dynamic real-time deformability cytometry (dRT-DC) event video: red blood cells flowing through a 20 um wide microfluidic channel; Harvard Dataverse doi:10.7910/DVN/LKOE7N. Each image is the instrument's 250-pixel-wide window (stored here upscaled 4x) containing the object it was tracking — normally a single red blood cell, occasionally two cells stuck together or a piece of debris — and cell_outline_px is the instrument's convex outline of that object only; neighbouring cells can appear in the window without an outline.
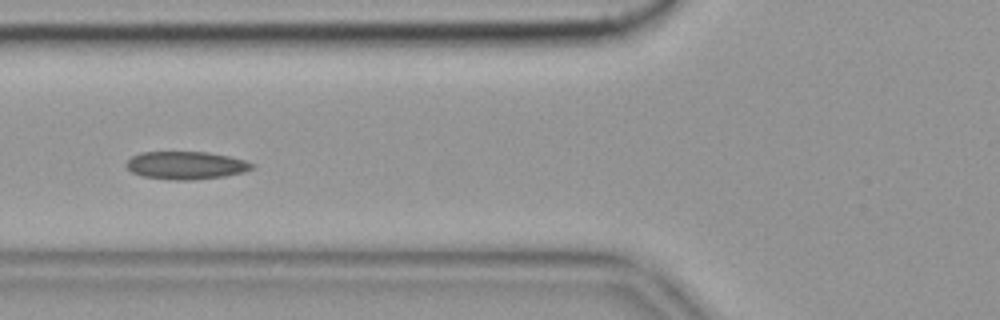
{"species": "common noctule bat (a hibernating species)", "species_latin": "Nyctalus noctula", "temperature_condition": "cold", "stored_images_in_passage": 16, "camera_frame_rate_fps": 3000, "um_per_image_px": 0.085, "animal": {"sex": "female", "body_mass_g": 19.9}, "frame": {"image": 1, "passage_image": 10, "time_ms": 3.0, "image_size_px": [1000, 320], "cell_outline_px": [[256, 164], [252, 168], [244, 172], [224, 176], [192, 180], [172, 180], [144, 176], [132, 172], [124, 164], [132, 156], [140, 152], [208, 152], [228, 156], [244, 160]], "centroid_in_image_um": [15.81, 14.05], "position_along_channel_um": 110.0, "area_um2": 20.35}}